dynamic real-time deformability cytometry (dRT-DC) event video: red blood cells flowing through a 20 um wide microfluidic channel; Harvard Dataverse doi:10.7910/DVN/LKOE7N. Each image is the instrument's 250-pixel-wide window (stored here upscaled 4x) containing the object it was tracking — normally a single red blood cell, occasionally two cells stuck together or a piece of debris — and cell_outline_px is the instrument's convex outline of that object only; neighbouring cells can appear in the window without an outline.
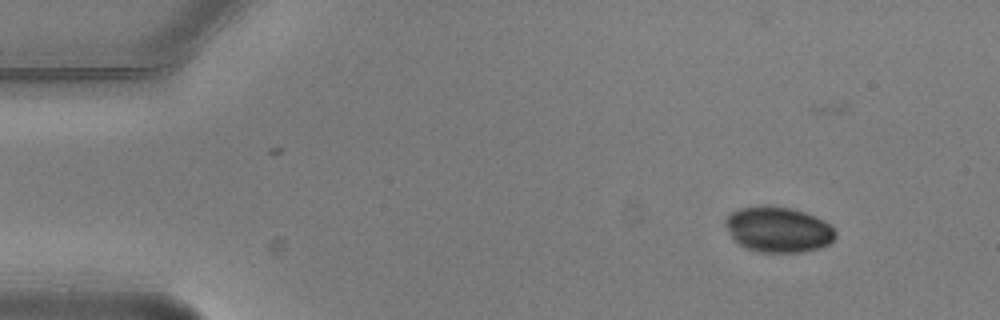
{"species": "common noctule bat (a hibernating species)", "species_latin": "Nyctalus noctula", "temperature_condition": "warm", "stored_images_in_passage": 5, "camera_frame_rate_fps": 3000, "um_per_image_px": 0.085, "animal": {"sex": "male", "body_mass_g": 20.5, "forearm_length_mm": 52.5}, "frame": {"image": 1, "passage_image": 1, "time_ms": 0.0, "image_size_px": [1000, 320], "cell_outline_px": [[836, 236], [828, 244], [820, 248], [800, 252], [760, 252], [744, 248], [732, 236], [724, 224], [724, 220], [732, 212], [740, 208], [764, 204], [768, 204], [792, 208], [816, 216], [832, 224], [836, 228]], "centroid_in_image_um": [66.18, 19.49], "position_along_channel_um": 18.8, "area_um2": 29.54}}